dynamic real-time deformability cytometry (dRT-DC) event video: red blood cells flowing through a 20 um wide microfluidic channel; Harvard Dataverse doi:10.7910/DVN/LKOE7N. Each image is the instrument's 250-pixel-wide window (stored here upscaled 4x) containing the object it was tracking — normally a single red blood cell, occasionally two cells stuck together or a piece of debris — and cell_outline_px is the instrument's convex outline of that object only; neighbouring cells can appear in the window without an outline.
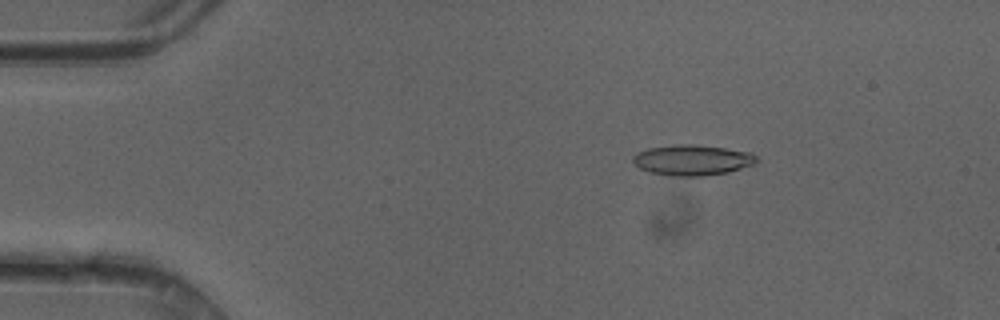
{"species": "common noctule bat (a hibernating species)", "species_latin": "Nyctalus noctula", "temperature_condition": "cold", "stored_images_in_passage": 49, "camera_frame_rate_fps": 3000, "um_per_image_px": 0.085, "animal": {"sex": "female"}, "frame": {"image": 1, "passage_image": 8, "time_ms": 2.333, "image_size_px": [1000, 320], "cell_outline_px": [[760, 160], [756, 164], [728, 172], [704, 176], [676, 176], [652, 172], [640, 168], [632, 160], [632, 156], [636, 152], [648, 148], [680, 144], [696, 144], [752, 152]], "centroid_in_image_um": [58.89, 13.6], "position_along_channel_um": 26.1, "area_um2": 22.08}}
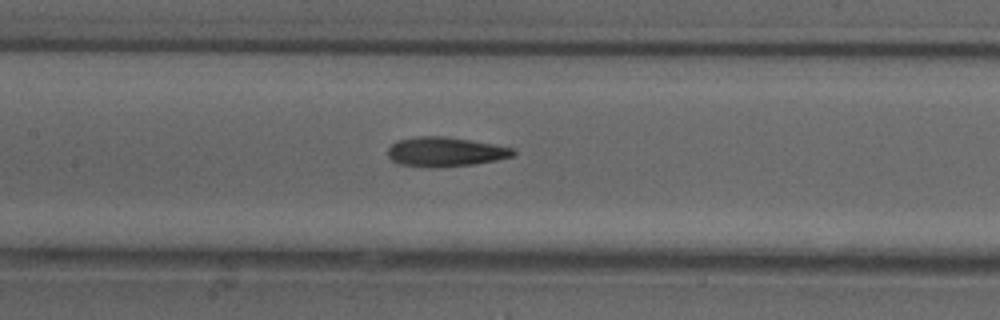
{"frame": {"image": 2, "passage_image": 23, "time_ms": 7.333, "image_size_px": [1000, 320], "cell_outline_px": [[516, 156], [476, 164], [440, 168], [424, 168], [396, 164], [388, 156], [388, 148], [396, 140], [416, 136], [444, 136], [496, 144], [512, 148], [516, 152]], "centroid_in_image_um": [37.83, 12.92], "position_along_channel_um": 169.6, "area_um2": 22.08}}
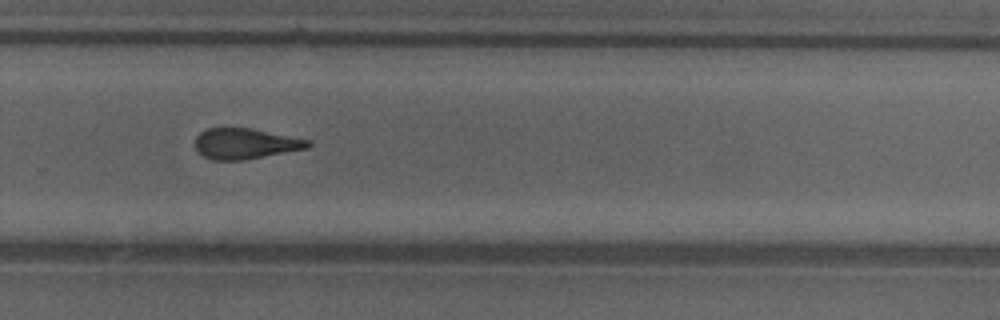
{"frame": {"image": 3, "passage_image": 33, "time_ms": 10.667, "image_size_px": [1000, 320], "cell_outline_px": [[312, 144], [308, 148], [244, 160], [212, 160], [204, 156], [196, 148], [196, 136], [200, 132], [208, 128], [252, 128], [312, 140]], "centroid_in_image_um": [20.89, 12.2], "position_along_channel_um": 308.9, "area_um2": 20.17}, "authors_computed_cell_mechanics": {"area_um2": 21.1548, "velocity_mm_per_s": 4.2088, "shape_relaxation_time_tau1_ms": 7.4746, "shape_relaxation_time_tau2_ms": 2.5776, "deformation_change_tau1": 0.2297, "deformation_change_tau2": 0.1257}}